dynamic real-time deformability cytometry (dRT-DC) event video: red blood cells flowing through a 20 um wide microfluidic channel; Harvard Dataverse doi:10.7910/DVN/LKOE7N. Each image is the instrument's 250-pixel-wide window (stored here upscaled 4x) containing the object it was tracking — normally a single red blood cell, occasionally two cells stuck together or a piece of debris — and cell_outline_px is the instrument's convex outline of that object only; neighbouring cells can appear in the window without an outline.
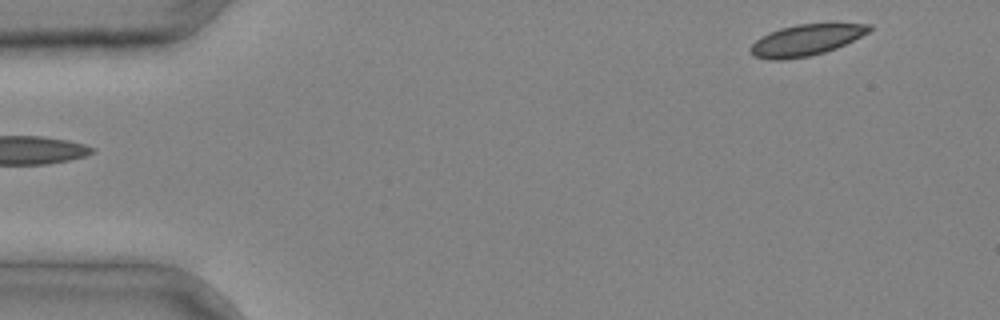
{"species": "common noctule bat (a hibernating species)", "species_latin": "Nyctalus noctula", "temperature_condition": "cold", "stored_images_in_passage": 4, "camera_frame_rate_fps": 3000, "um_per_image_px": 0.085, "animal": {"sex": "male", "body_mass_g": 20.4}, "frame": {"image": 1, "passage_image": 4, "time_ms": 1.0, "image_size_px": [1000, 320], "cell_outline_px": [[872, 28], [868, 32], [836, 48], [824, 52], [808, 56], [780, 60], [768, 60], [756, 56], [748, 52], [748, 48], [760, 36], [780, 28], [796, 24], [872, 24]], "centroid_in_image_um": [68.44, 3.41], "position_along_channel_um": 16.6, "area_um2": 21.33}}